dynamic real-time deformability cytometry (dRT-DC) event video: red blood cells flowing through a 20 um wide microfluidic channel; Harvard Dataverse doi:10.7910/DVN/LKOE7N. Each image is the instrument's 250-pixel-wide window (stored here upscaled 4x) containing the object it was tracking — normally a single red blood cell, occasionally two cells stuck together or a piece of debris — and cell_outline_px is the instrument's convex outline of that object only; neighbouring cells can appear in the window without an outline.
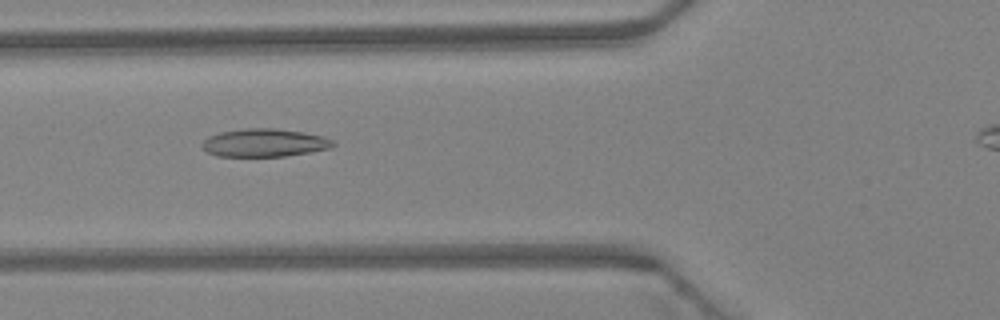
{"species": "Egyptian fruit bat (a non-hibernating species)", "species_latin": "Rousettus aegyptiacus", "temperature_condition": "warm", "stored_images_in_passage": 35, "camera_frame_rate_fps": 3000, "um_per_image_px": 0.085, "animal": {"sex": "female"}, "frame": {"image": 1, "passage_image": 10, "time_ms": 3.0, "image_size_px": [1000, 320], "cell_outline_px": [[336, 144], [328, 148], [308, 152], [284, 156], [216, 156], [208, 152], [200, 144], [208, 136], [220, 132], [244, 128], [276, 128], [304, 132], [324, 136], [332, 140]], "centroid_in_image_um": [22.45, 12.12], "position_along_channel_um": 103.3, "area_um2": 21.33}}
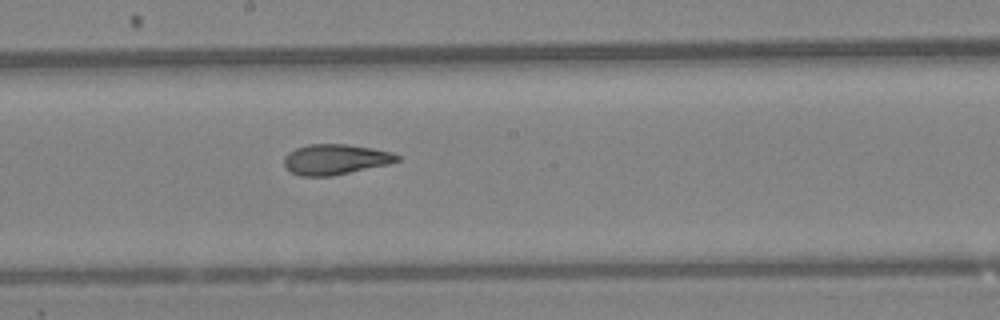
{"frame": {"image": 2, "passage_image": 18, "time_ms": 5.667, "image_size_px": [1000, 320], "cell_outline_px": [[400, 160], [388, 164], [332, 176], [300, 176], [292, 172], [284, 164], [284, 156], [288, 152], [296, 148], [308, 144], [348, 144], [372, 148], [392, 152], [400, 156]], "centroid_in_image_um": [28.51, 13.54], "position_along_channel_um": 219.7, "area_um2": 20.0}}
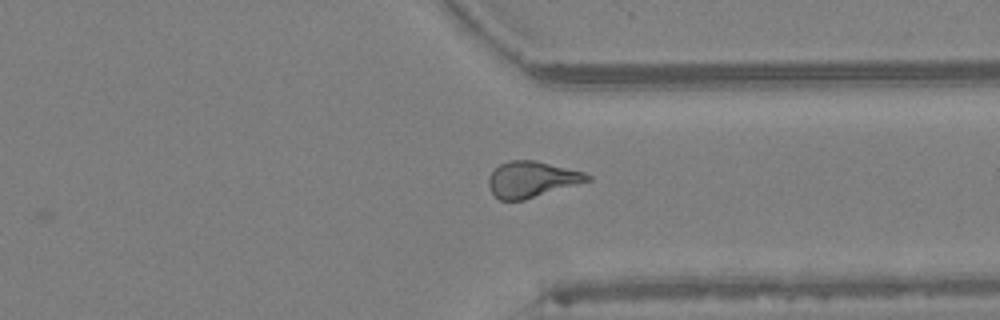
{"frame": {"image": 3, "passage_image": 28, "time_ms": 9.0, "image_size_px": [1000, 320], "cell_outline_px": [[592, 180], [524, 200], [500, 200], [492, 192], [488, 184], [488, 176], [500, 164], [508, 160], [536, 160], [584, 172], [592, 176]], "centroid_in_image_um": [45.21, 15.23], "position_along_channel_um": 366.2, "area_um2": 20.69}, "authors_computed_cell_mechanics": {"area_um2": 20.4612, "velocity_mm_per_s": 4.3814, "shape_relaxation_time_tau1_ms": null, "shape_relaxation_time_tau2_ms": 2.0002, "deformation_change_tau1": null, "deformation_change_tau2": 0.0996}}